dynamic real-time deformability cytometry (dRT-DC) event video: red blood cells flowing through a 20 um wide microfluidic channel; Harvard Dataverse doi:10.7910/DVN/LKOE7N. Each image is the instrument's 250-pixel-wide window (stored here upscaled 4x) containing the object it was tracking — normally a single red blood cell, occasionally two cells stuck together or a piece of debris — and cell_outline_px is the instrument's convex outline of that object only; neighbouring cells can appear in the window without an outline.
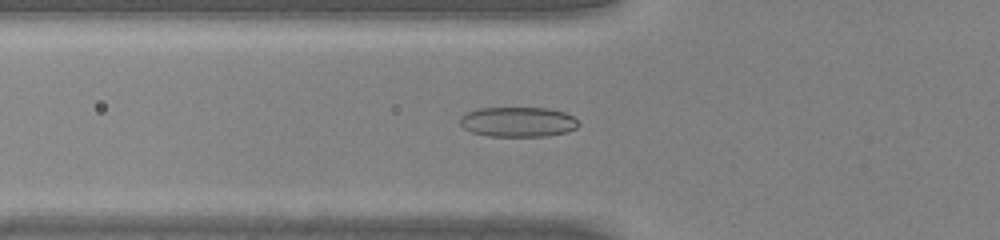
{"species": "common noctule bat (a hibernating species)", "species_latin": "Nyctalus noctula", "temperature_condition": "warm", "stored_images_in_passage": 49, "camera_frame_rate_fps": 3000, "um_per_image_px": 0.085, "animal": {"sex": "male", "body_mass_g": 20.0, "forearm_length_mm": 53.3}, "frame": {"image": 1, "passage_image": 19, "time_ms": 6.0, "image_size_px": [1000, 240], "cell_outline_px": [[580, 124], [576, 128], [568, 132], [548, 136], [488, 136], [472, 132], [464, 128], [460, 124], [460, 116], [468, 112], [480, 108], [548, 108], [564, 112], [580, 120]], "centroid_in_image_um": [44.07, 10.36], "position_along_channel_um": 81.7, "area_um2": 20.81}}
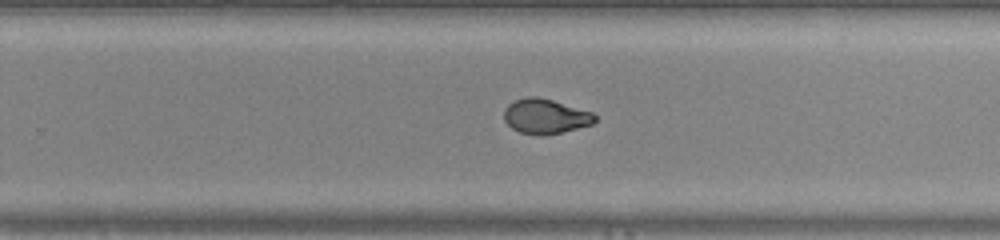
{"frame": {"image": 2, "passage_image": 33, "time_ms": 10.667, "image_size_px": [1000, 240], "cell_outline_px": [[596, 120], [592, 124], [544, 136], [540, 136], [520, 132], [512, 128], [504, 120], [504, 108], [508, 104], [516, 100], [528, 96], [536, 96], [552, 100], [592, 112], [596, 116]], "centroid_in_image_um": [46.33, 9.89], "position_along_channel_um": 283.5, "area_um2": 18.32}}
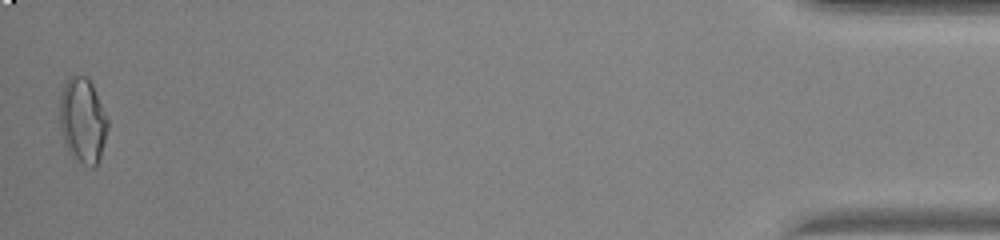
{"frame": {"image": 3, "passage_image": 49, "time_ms": 16.0, "image_size_px": [1000, 240], "cell_outline_px": [[108, 128], [100, 156], [96, 164], [92, 168], [84, 164], [72, 156], [68, 152], [64, 144], [60, 128], [60, 92], [68, 76], [84, 76], [92, 84], [108, 120]], "centroid_in_image_um": [7.0, 10.24], "position_along_channel_um": 428.2, "area_um2": 23.7}, "authors_computed_cell_mechanics": {"area_um2": 19.5364, "velocity_mm_per_s": 4.3143, "shape_relaxation_time_tau1_ms": 4.1382, "shape_relaxation_time_tau2_ms": 1.0768, "deformation_change_tau1": 0.1608, "deformation_change_tau2": 0.0551}}